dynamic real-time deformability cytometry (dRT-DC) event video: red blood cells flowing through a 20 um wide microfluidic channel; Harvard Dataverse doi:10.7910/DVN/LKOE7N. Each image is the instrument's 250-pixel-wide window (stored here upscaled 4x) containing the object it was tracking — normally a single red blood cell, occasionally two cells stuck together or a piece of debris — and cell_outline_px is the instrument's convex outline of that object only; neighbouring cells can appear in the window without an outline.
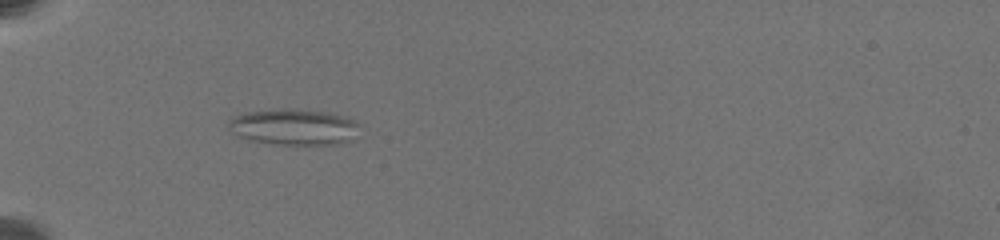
{"species": "common noctule bat (a hibernating species)", "species_latin": "Nyctalus noctula", "temperature_condition": "warm", "stored_images_in_passage": 3, "camera_frame_rate_fps": 3000, "um_per_image_px": 0.085, "animal": {"sex": "female", "body_mass_g": 19.5, "forearm_length_mm": 54.1}, "frame": {"image": 1, "passage_image": 1, "time_ms": 0.0, "image_size_px": [1000, 240], "cell_outline_px": [[360, 124], [352, 140], [340, 144], [272, 144], [248, 140], [236, 136], [228, 128], [228, 120], [232, 116], [244, 112], [284, 108], [296, 108], [324, 112], [348, 116], [356, 120]], "centroid_in_image_um": [24.95, 10.78], "position_along_channel_um": 60.0, "area_um2": 28.09}}